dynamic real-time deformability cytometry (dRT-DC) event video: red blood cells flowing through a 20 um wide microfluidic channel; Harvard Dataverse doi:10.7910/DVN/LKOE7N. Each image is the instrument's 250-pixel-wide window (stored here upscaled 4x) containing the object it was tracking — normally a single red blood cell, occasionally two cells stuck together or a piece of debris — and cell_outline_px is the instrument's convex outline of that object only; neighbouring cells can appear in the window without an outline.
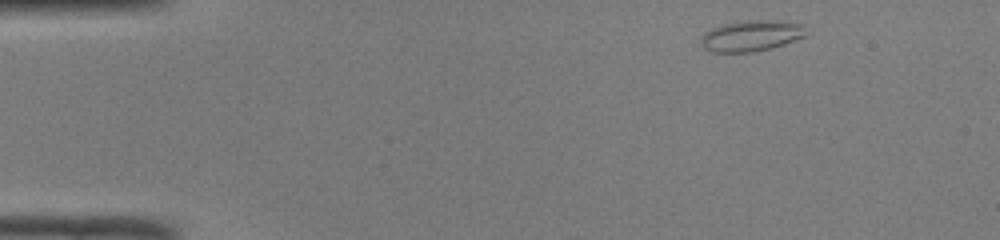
{"species": "common noctule bat (a hibernating species)", "species_latin": "Nyctalus noctula", "temperature_condition": "room temperature", "stored_images_in_passage": 44, "camera_frame_rate_fps": 3000, "um_per_image_px": 0.085, "animal": {"sex": "male", "body_mass_g": 19.0, "forearm_length_mm": 50.8}, "frame": {"image": 1, "passage_image": 1, "time_ms": 0.0, "image_size_px": [1000, 240], "cell_outline_px": [[804, 36], [784, 44], [752, 52], [712, 52], [704, 48], [700, 40], [700, 36], [704, 32], [712, 28], [724, 24], [748, 20], [760, 20], [800, 24]], "centroid_in_image_um": [63.73, 3.06], "position_along_channel_um": 21.3, "area_um2": 18.32}}
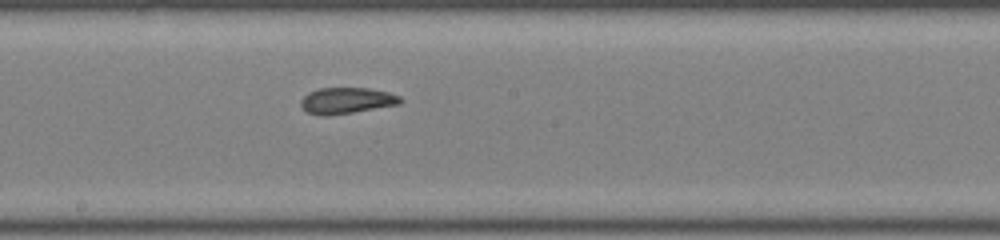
{"frame": {"image": 2, "passage_image": 22, "time_ms": 7.0, "image_size_px": [1000, 240], "cell_outline_px": [[404, 100], [400, 104], [352, 112], [320, 116], [308, 112], [300, 104], [300, 100], [308, 92], [320, 88], [368, 88], [388, 92], [400, 96]], "centroid_in_image_um": [29.47, 8.54], "position_along_channel_um": 218.7, "area_um2": 15.03}}
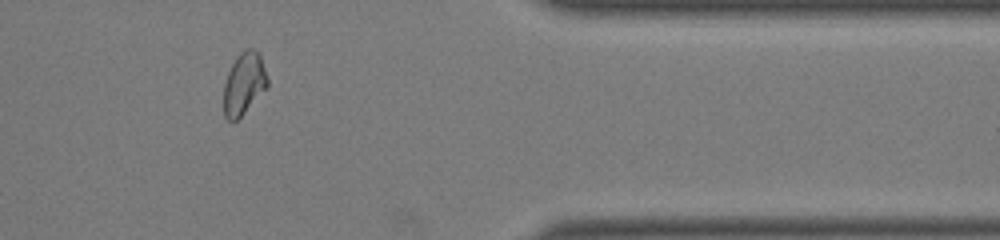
{"frame": {"image": 3, "passage_image": 36, "time_ms": 11.667, "image_size_px": [1000, 240], "cell_outline_px": [[268, 88], [236, 120], [228, 120], [224, 116], [224, 84], [228, 72], [232, 64], [240, 52], [244, 48], [252, 48], [260, 52], [268, 76]], "centroid_in_image_um": [20.77, 7.06], "position_along_channel_um": 390.6, "area_um2": 16.01}, "authors_computed_cell_mechanics": {"area_um2": 16.1262, "velocity_mm_per_s": 4.0956, "shape_relaxation_time_tau1_ms": null, "shape_relaxation_time_tau2_ms": 2.1289, "deformation_change_tau1": null, "deformation_change_tau2": 0.0512}}